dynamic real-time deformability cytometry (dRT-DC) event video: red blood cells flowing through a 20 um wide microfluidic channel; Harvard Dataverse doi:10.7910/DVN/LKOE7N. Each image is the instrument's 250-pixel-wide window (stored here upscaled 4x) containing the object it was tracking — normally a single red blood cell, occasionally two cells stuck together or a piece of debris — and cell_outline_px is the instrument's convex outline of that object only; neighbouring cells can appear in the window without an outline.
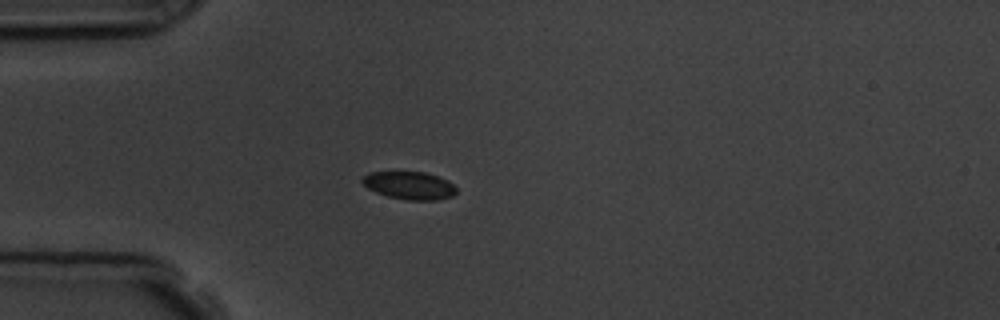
{"species": "common noctule bat (a hibernating species)", "species_latin": "Nyctalus noctula", "temperature_condition": "room temperature", "stored_images_in_passage": 5, "camera_frame_rate_fps": 3000, "um_per_image_px": 0.085, "animal": {"sex": "male", "body_mass_g": 19.5, "forearm_length_mm": 54.6}, "frame": {"image": 1, "passage_image": 3, "time_ms": 3.333, "image_size_px": [1000, 320], "cell_outline_px": [[456, 192], [452, 196], [436, 200], [408, 200], [388, 196], [376, 192], [368, 188], [360, 180], [368, 172], [424, 172], [448, 180], [456, 188]], "centroid_in_image_um": [34.79, 15.76], "position_along_channel_um": 50.2, "area_um2": 15.09}}